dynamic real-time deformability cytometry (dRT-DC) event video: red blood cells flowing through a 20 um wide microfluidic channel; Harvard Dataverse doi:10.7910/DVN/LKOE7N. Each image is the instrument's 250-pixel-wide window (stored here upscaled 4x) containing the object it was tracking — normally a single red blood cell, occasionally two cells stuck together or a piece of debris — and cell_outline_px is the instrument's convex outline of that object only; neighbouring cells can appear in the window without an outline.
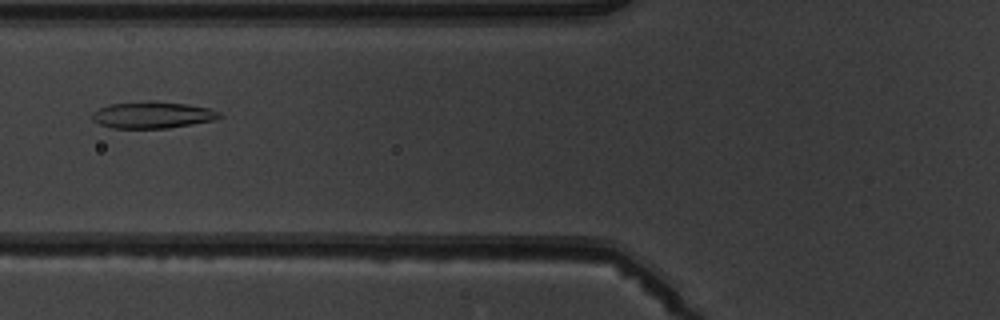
{"species": "common noctule bat (a hibernating species)", "species_latin": "Nyctalus noctula", "temperature_condition": "warm", "stored_images_in_passage": 3, "camera_frame_rate_fps": 3000, "um_per_image_px": 0.085, "animal": {"sex": "male", "body_mass_g": 19.5, "forearm_length_mm": 54.6}, "frame": {"image": 1, "passage_image": 3, "time_ms": 2.333, "image_size_px": [1000, 320], "cell_outline_px": [[220, 116], [216, 120], [168, 128], [112, 128], [100, 124], [92, 120], [92, 112], [108, 104], [188, 104], [208, 108], [220, 112]], "centroid_in_image_um": [12.96, 9.82], "position_along_channel_um": 112.8, "area_um2": 18.73}}